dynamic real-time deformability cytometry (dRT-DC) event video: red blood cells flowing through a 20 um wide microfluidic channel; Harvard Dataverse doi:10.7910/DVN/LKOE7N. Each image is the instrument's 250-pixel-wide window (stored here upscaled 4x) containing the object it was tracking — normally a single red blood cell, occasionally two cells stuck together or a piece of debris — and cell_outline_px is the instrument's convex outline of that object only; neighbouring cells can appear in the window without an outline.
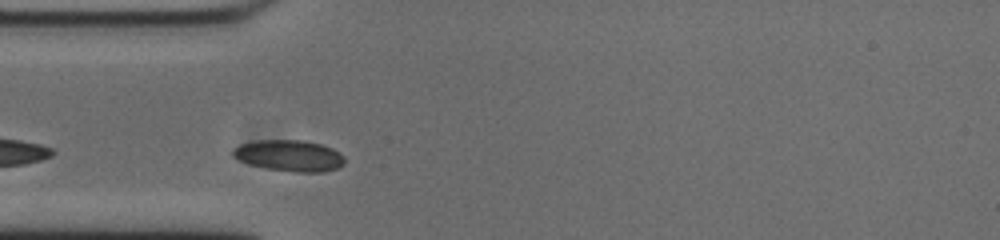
{"species": "common noctule bat (a hibernating species)", "species_latin": "Nyctalus noctula", "temperature_condition": "cold", "stored_images_in_passage": 15, "camera_frame_rate_fps": 3000, "um_per_image_px": 0.085, "animal": {"sex": "male", "body_mass_g": 20.0, "forearm_length_mm": 53.3}, "frame": {"image": 1, "passage_image": 3, "time_ms": 0.667, "image_size_px": [1000, 240], "cell_outline_px": [[344, 164], [336, 168], [324, 172], [296, 172], [268, 168], [248, 164], [232, 156], [232, 148], [240, 144], [260, 140], [304, 140], [320, 144], [332, 148], [344, 156]], "centroid_in_image_um": [24.58, 13.22], "position_along_channel_um": 60.4, "area_um2": 20.29}}
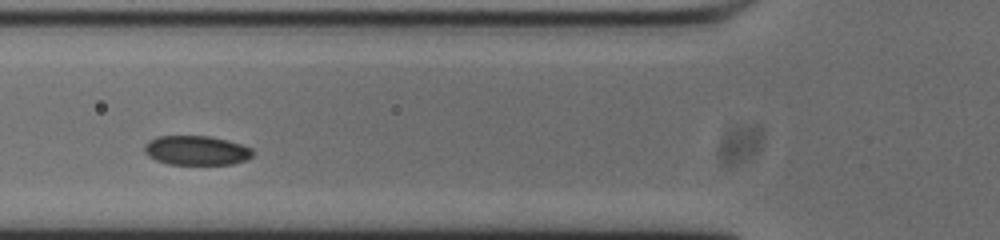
{"frame": {"image": 2, "passage_image": 7, "time_ms": 2.0, "image_size_px": [1000, 240], "cell_outline_px": [[252, 156], [244, 160], [232, 164], [168, 164], [156, 160], [148, 156], [144, 152], [144, 144], [148, 140], [156, 136], [208, 136], [228, 140], [252, 148]], "centroid_in_image_um": [16.65, 12.78], "position_along_channel_um": 109.2, "area_um2": 18.55}}
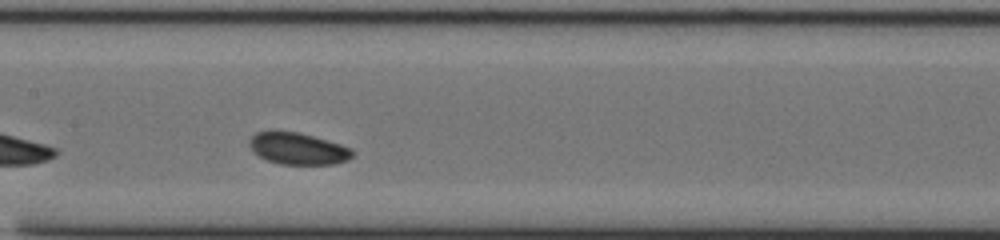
{"frame": {"image": 3, "passage_image": 13, "time_ms": 4.0, "image_size_px": [1000, 240], "cell_outline_px": [[356, 152], [348, 160], [336, 164], [280, 164], [268, 160], [252, 152], [248, 144], [248, 140], [256, 132], [272, 128], [296, 132], [312, 136], [340, 144], [352, 148]], "centroid_in_image_um": [25.28, 12.6], "position_along_channel_um": 182.1, "area_um2": 19.54}}